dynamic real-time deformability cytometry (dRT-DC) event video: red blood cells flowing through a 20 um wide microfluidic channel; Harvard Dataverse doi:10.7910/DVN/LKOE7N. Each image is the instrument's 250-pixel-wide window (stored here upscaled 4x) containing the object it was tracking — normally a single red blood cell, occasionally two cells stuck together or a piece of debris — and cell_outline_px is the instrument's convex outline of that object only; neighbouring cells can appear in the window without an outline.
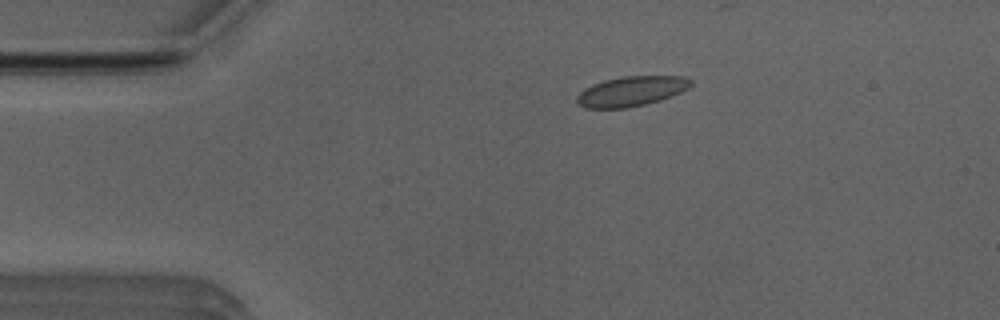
{"species": "Egyptian fruit bat (a non-hibernating species)", "species_latin": "Rousettus aegyptiacus", "temperature_condition": "room temperature", "stored_images_in_passage": 36, "camera_frame_rate_fps": 3000, "um_per_image_px": 0.085, "animal": {"sex": "male"}, "frame": {"image": 1, "passage_image": 5, "time_ms": 1.333, "image_size_px": [1000, 320], "cell_outline_px": [[692, 84], [688, 88], [672, 96], [660, 100], [628, 108], [584, 108], [576, 100], [576, 96], [584, 88], [592, 84], [604, 80], [620, 76], [688, 76], [692, 80]], "centroid_in_image_um": [53.66, 7.74], "position_along_channel_um": 31.3, "area_um2": 20.0}}
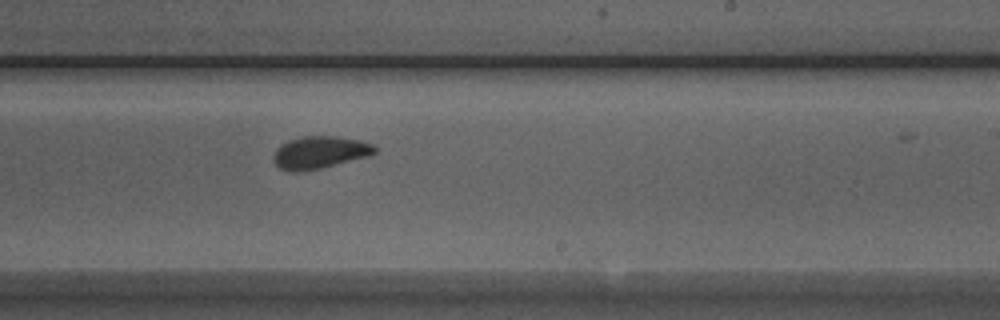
{"frame": {"image": 2, "passage_image": 26, "time_ms": 8.333, "image_size_px": [1000, 320], "cell_outline_px": [[376, 152], [368, 156], [320, 168], [296, 172], [292, 172], [280, 168], [272, 160], [272, 156], [276, 148], [280, 144], [288, 140], [304, 136], [336, 136], [360, 140], [372, 144], [376, 148]], "centroid_in_image_um": [27.13, 12.94], "position_along_channel_um": 261.9, "area_um2": 19.07}}
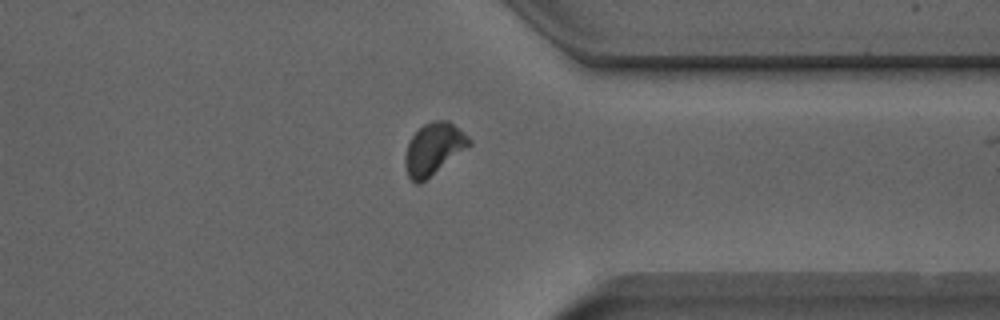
{"frame": {"image": 3, "passage_image": 35, "time_ms": 11.333, "image_size_px": [1000, 320], "cell_outline_px": [[472, 144], [420, 184], [416, 184], [408, 176], [404, 164], [404, 160], [408, 144], [412, 136], [424, 124], [432, 120], [448, 120], [464, 132], [472, 140]], "centroid_in_image_um": [36.86, 12.65], "position_along_channel_um": 374.5, "area_um2": 19.19}}